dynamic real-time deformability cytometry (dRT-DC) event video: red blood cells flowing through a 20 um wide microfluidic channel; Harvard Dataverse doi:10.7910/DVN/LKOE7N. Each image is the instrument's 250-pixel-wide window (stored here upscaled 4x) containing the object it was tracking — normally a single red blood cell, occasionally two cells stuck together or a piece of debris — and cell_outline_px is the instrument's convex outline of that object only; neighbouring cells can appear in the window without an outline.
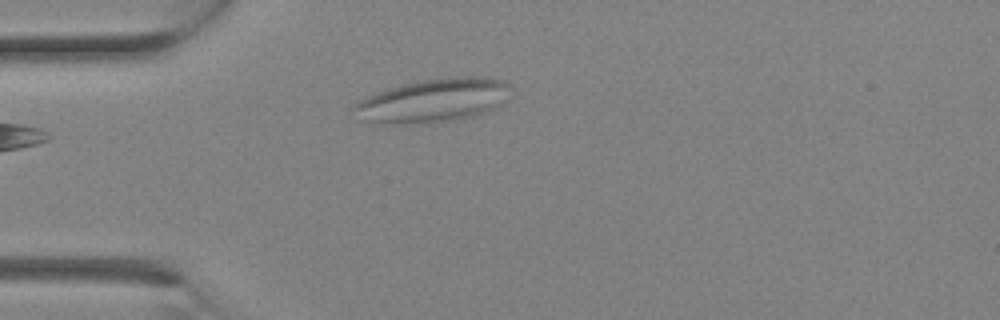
{"species": "Egyptian fruit bat (a non-hibernating species)", "species_latin": "Rousettus aegyptiacus", "temperature_condition": "room temperature", "stored_images_in_passage": 5, "camera_frame_rate_fps": 3000, "um_per_image_px": 0.085, "animal": {"sex": "female"}, "frame": {"image": 1, "passage_image": 1, "time_ms": 0.0, "image_size_px": [1000, 320], "cell_outline_px": [[508, 84], [504, 104], [488, 112], [456, 120], [432, 124], [372, 124], [360, 120], [352, 108], [360, 100], [368, 96], [404, 84], [424, 80], [456, 76], [488, 76], [500, 80]], "centroid_in_image_um": [36.82, 8.58], "position_along_channel_um": 48.2, "area_um2": 40.06}}